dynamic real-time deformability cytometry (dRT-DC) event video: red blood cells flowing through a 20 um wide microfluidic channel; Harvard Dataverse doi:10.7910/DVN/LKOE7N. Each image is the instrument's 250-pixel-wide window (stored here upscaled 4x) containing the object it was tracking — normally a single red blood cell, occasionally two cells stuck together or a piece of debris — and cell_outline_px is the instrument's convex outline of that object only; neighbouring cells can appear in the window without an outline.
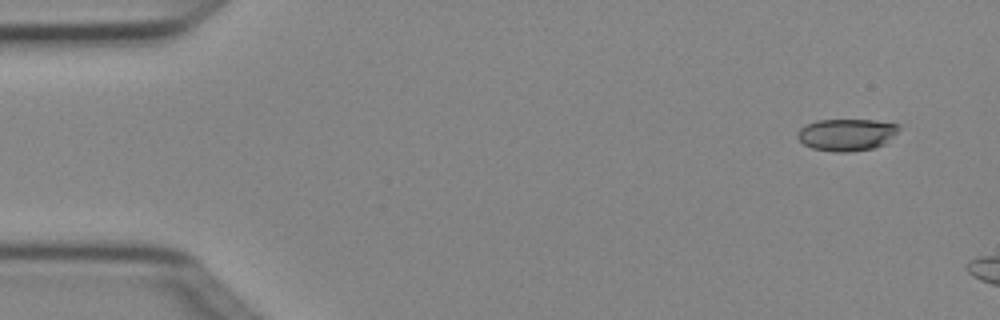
{"species": "Egyptian fruit bat (a non-hibernating species)", "species_latin": "Rousettus aegyptiacus", "temperature_condition": "cold", "stored_images_in_passage": 3, "camera_frame_rate_fps": 3000, "um_per_image_px": 0.085, "animal": {"sex": "female"}, "frame": {"image": 1, "passage_image": 1, "time_ms": 0.0, "image_size_px": [1000, 320], "cell_outline_px": [[900, 128], [884, 144], [872, 148], [848, 152], [836, 152], [812, 148], [804, 144], [796, 136], [796, 132], [800, 128], [816, 120], [876, 120], [900, 124]], "centroid_in_image_um": [71.95, 11.44], "position_along_channel_um": 13.1, "area_um2": 18.84}}